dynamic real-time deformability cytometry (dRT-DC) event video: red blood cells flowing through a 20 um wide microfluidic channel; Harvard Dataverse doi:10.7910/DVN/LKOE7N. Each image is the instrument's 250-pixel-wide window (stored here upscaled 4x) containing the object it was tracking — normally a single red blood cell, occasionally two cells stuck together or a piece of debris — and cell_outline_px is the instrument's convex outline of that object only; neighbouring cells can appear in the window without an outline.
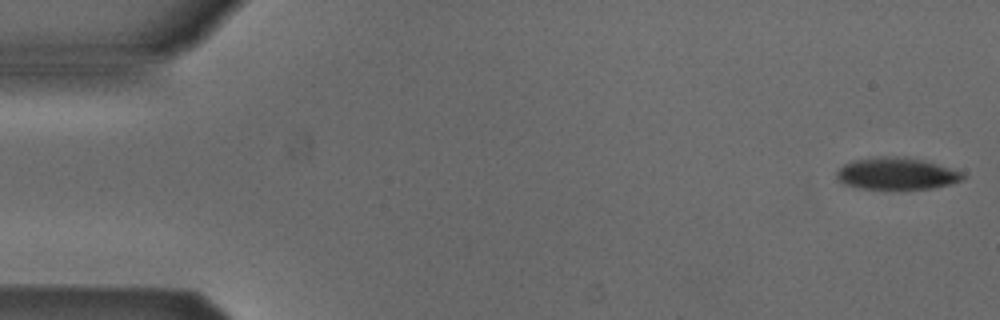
{"species": "Egyptian fruit bat (a non-hibernating species)", "species_latin": "Rousettus aegyptiacus", "temperature_condition": "cold", "stored_images_in_passage": 52, "camera_frame_rate_fps": 3000, "um_per_image_px": 0.085, "animal": {"sex": "male"}, "frame": {"image": 1, "passage_image": 1, "time_ms": 0.0, "image_size_px": [1000, 320], "cell_outline_px": [[964, 180], [952, 184], [932, 188], [860, 188], [844, 184], [836, 176], [836, 172], [844, 164], [852, 160], [884, 156], [904, 156], [920, 160], [964, 172]], "centroid_in_image_um": [76.22, 14.75], "position_along_channel_um": 8.8, "area_um2": 23.18}}
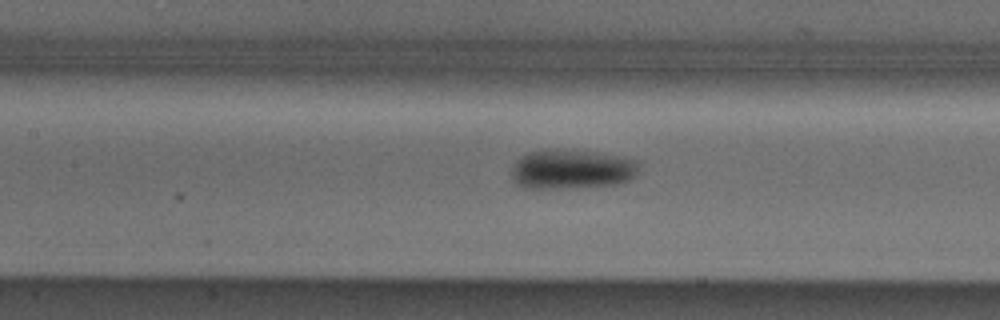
{"frame": {"image": 2, "passage_image": 23, "time_ms": 7.333, "image_size_px": [1000, 320], "cell_outline_px": [[640, 168], [636, 176], [632, 180], [620, 184], [564, 188], [524, 188], [516, 184], [512, 180], [512, 168], [516, 160], [524, 152], [552, 148], [600, 152], [624, 156], [640, 160]], "centroid_in_image_um": [48.65, 14.36], "position_along_channel_um": 158.8, "area_um2": 30.4}}
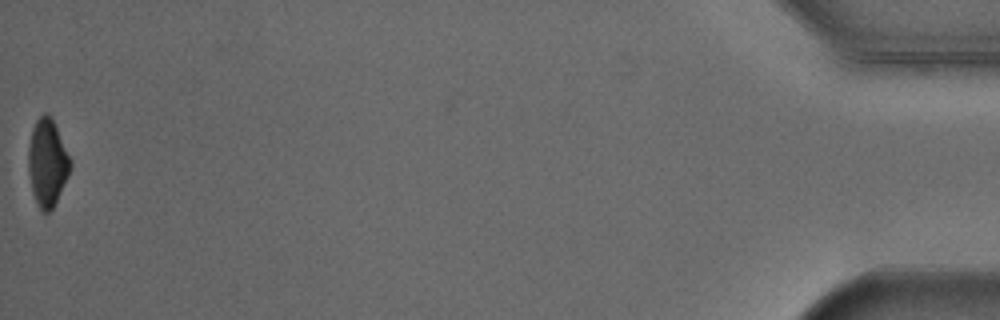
{"frame": {"image": 3, "passage_image": 52, "time_ms": 17.0, "image_size_px": [1000, 320], "cell_outline_px": [[72, 164], [68, 176], [52, 208], [48, 212], [44, 212], [36, 204], [32, 192], [28, 172], [28, 148], [32, 128], [36, 120], [44, 112], [52, 120], [72, 160]], "centroid_in_image_um": [4.01, 13.84], "position_along_channel_um": 431.2, "area_um2": 21.1}, "authors_computed_cell_mechanics": {"area_um2": 25.5187, "velocity_mm_per_s": 3.9008, "shape_relaxation_time_tau1_ms": 4.8932, "shape_relaxation_time_tau2_ms": null, "deformation_change_tau1": 0.0891, "deformation_change_tau2": null}}